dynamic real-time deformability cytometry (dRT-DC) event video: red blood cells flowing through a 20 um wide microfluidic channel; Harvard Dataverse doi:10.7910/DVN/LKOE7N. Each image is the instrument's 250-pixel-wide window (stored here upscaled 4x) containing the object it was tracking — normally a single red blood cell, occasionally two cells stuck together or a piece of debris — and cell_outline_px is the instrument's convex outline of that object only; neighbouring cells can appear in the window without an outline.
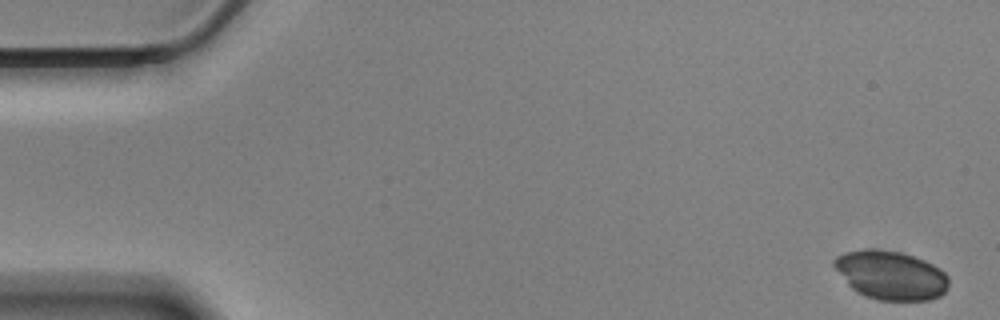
{"species": "Egyptian fruit bat (a non-hibernating species)", "species_latin": "Rousettus aegyptiacus", "temperature_condition": "cold", "stored_images_in_passage": 16, "camera_frame_rate_fps": 3000, "um_per_image_px": 0.085, "animal": {"sex": "male"}, "frame": {"image": 1, "passage_image": 1, "time_ms": 0.0, "image_size_px": [1000, 320], "cell_outline_px": [[948, 288], [940, 296], [928, 300], [876, 300], [864, 296], [856, 292], [848, 284], [832, 264], [832, 260], [836, 256], [844, 252], [868, 248], [876, 248], [900, 252], [924, 260], [940, 268], [948, 276]], "centroid_in_image_um": [75.7, 23.38], "position_along_channel_um": 9.3, "area_um2": 32.77}}
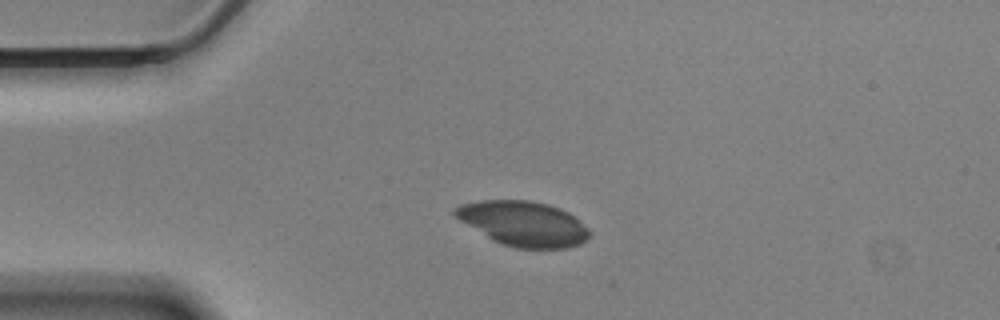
{"frame": {"image": 2, "passage_image": 13, "time_ms": 4.0, "image_size_px": [1000, 320], "cell_outline_px": [[592, 232], [580, 244], [568, 248], [516, 248], [500, 244], [492, 240], [460, 220], [452, 212], [460, 204], [484, 200], [528, 200], [548, 204], [560, 208], [568, 212], [588, 228]], "centroid_in_image_um": [44.49, 19.01], "position_along_channel_um": 40.5, "area_um2": 34.97}}